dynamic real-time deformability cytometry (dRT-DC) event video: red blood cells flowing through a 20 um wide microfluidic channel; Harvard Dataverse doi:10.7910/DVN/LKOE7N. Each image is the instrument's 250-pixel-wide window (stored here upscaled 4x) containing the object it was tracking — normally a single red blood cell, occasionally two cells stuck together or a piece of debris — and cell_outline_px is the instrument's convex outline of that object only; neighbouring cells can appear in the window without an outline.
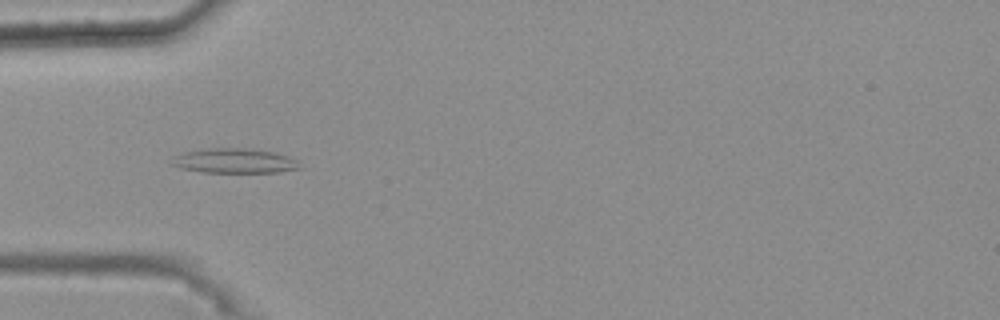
{"species": "common noctule bat (a hibernating species)", "species_latin": "Nyctalus noctula", "temperature_condition": "warm", "stored_images_in_passage": 37, "camera_frame_rate_fps": 3000, "um_per_image_px": 0.085, "animal": {"sex": "female", "body_mass_g": 25.1}, "frame": {"image": 1, "passage_image": 7, "time_ms": 2.0, "image_size_px": [1000, 320], "cell_outline_px": [[304, 168], [280, 172], [204, 172], [180, 168], [172, 164], [176, 156], [184, 152], [208, 148], [252, 148], [276, 152], [296, 160]], "centroid_in_image_um": [20.01, 13.67], "position_along_channel_um": 65.0, "area_um2": 18.38}}
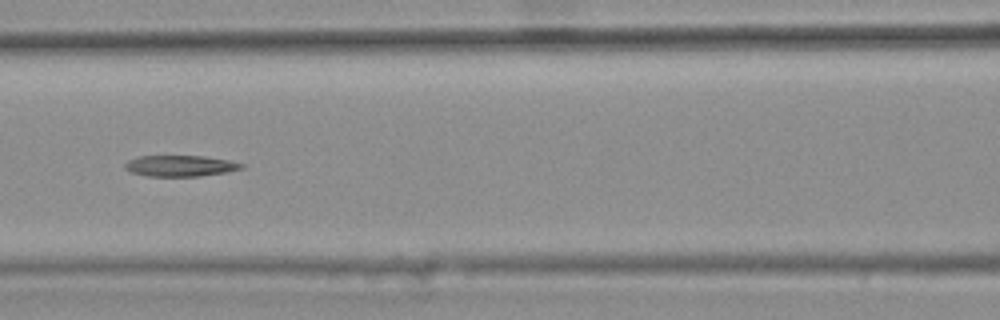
{"frame": {"image": 2, "passage_image": 14, "time_ms": 4.333, "image_size_px": [1000, 320], "cell_outline_px": [[244, 168], [228, 172], [200, 176], [148, 176], [132, 172], [124, 168], [124, 164], [128, 160], [136, 156], [204, 156], [232, 160], [244, 164]], "centroid_in_image_um": [15.36, 14.09], "position_along_channel_um": 151.2, "area_um2": 14.45}}
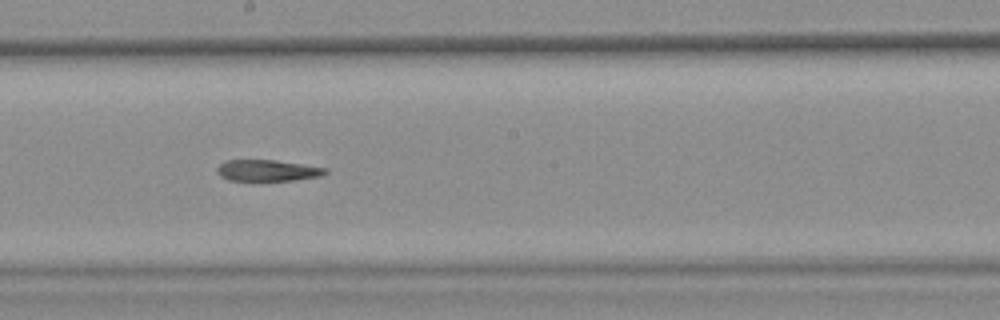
{"frame": {"image": 3, "passage_image": 20, "time_ms": 6.333, "image_size_px": [1000, 320], "cell_outline_px": [[328, 172], [320, 176], [292, 180], [228, 180], [220, 176], [216, 172], [216, 168], [224, 160], [276, 160], [328, 168]], "centroid_in_image_um": [22.71, 14.48], "position_along_channel_um": 225.5, "area_um2": 13.41}}